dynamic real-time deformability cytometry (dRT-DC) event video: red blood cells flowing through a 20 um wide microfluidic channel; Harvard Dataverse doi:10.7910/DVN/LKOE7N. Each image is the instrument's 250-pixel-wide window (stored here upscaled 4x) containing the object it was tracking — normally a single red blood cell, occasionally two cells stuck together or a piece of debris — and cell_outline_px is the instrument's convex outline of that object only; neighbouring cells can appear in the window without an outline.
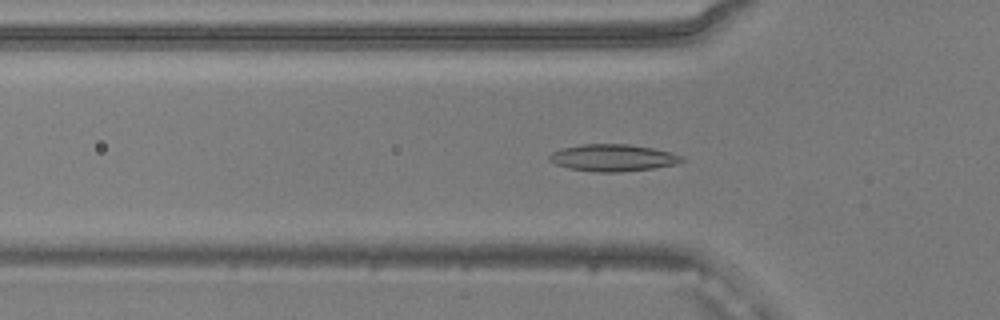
{"species": "common noctule bat (a hibernating species)", "species_latin": "Nyctalus noctula", "temperature_condition": "warm", "stored_images_in_passage": 48, "camera_frame_rate_fps": 3000, "um_per_image_px": 0.085, "animal": {"sex": "male", "body_mass_g": 20.5, "forearm_length_mm": 52.5}, "frame": {"image": 1, "passage_image": 15, "time_ms": 4.667, "image_size_px": [1000, 320], "cell_outline_px": [[688, 160], [676, 164], [652, 168], [620, 172], [596, 172], [568, 168], [556, 164], [548, 160], [548, 156], [552, 152], [560, 148], [580, 144], [628, 144], [652, 148], [672, 152], [684, 156]], "centroid_in_image_um": [52.11, 13.4], "position_along_channel_um": 73.7, "area_um2": 21.04}}
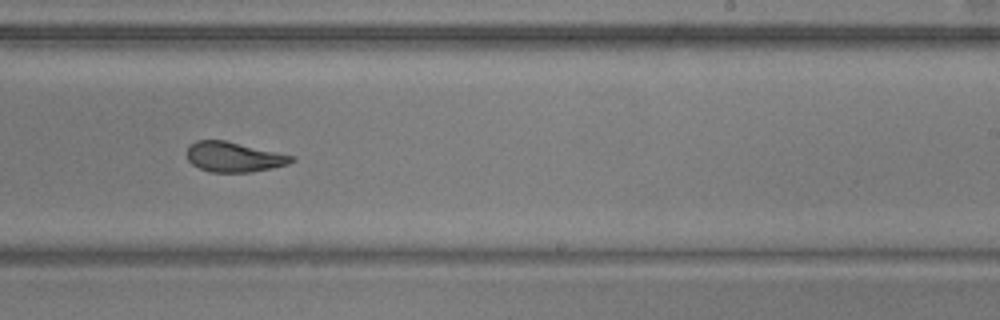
{"frame": {"image": 2, "passage_image": 30, "time_ms": 9.667, "image_size_px": [1000, 320], "cell_outline_px": [[296, 160], [288, 164], [272, 168], [252, 172], [212, 172], [200, 168], [192, 164], [188, 160], [188, 144], [196, 140], [224, 140], [276, 152], [292, 156]], "centroid_in_image_um": [19.85, 13.34], "position_along_channel_um": 269.1, "area_um2": 18.09}}
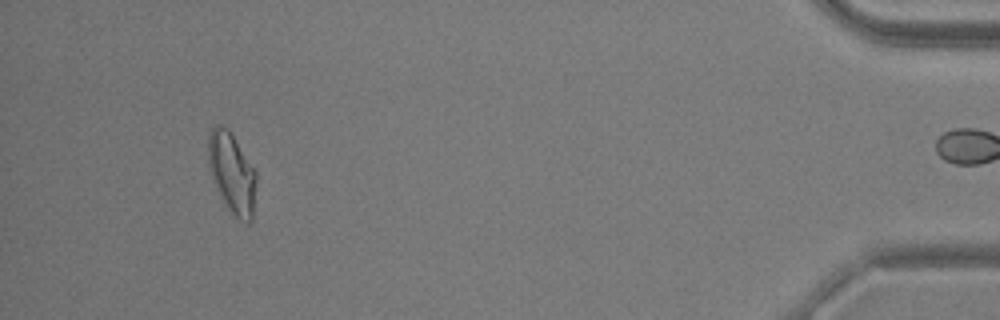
{"frame": {"image": 3, "passage_image": 47, "time_ms": 15.333, "image_size_px": [1000, 320], "cell_outline_px": [[256, 184], [252, 220], [248, 224], [240, 220], [228, 208], [212, 176], [208, 164], [208, 132], [216, 124], [220, 124], [228, 128], [256, 172]], "centroid_in_image_um": [19.72, 14.67], "position_along_channel_um": 415.5, "area_um2": 22.14}, "authors_computed_cell_mechanics": {"area_um2": 19.5942, "velocity_mm_per_s": 3.8944, "shape_relaxation_time_tau1_ms": null, "shape_relaxation_time_tau2_ms": 2.1705, "deformation_change_tau1": null, "deformation_change_tau2": 0.0833}}